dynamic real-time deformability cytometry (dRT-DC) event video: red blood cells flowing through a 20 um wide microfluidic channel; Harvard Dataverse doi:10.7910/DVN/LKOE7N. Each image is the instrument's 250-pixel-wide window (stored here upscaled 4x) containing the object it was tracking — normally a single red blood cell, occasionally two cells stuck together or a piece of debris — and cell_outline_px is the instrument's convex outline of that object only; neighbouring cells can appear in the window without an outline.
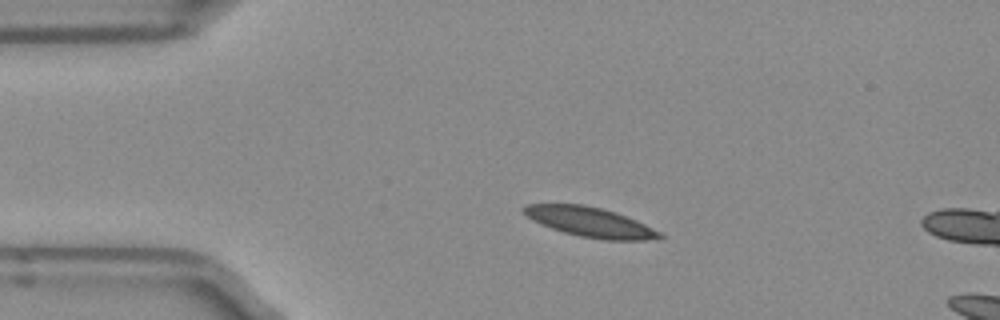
{"species": "Egyptian fruit bat (a non-hibernating species)", "species_latin": "Rousettus aegyptiacus", "temperature_condition": "room temperature", "stored_images_in_passage": 6, "camera_frame_rate_fps": 3000, "um_per_image_px": 0.085, "frame": {"image": 1, "passage_image": 1, "time_ms": 0.0, "image_size_px": [1000, 320], "cell_outline_px": [[664, 236], [644, 240], [604, 240], [580, 236], [564, 232], [540, 224], [532, 220], [520, 208], [528, 204], [584, 204], [616, 212], [636, 220], [660, 232]], "centroid_in_image_um": [50.13, 18.87], "position_along_channel_um": 34.9, "area_um2": 23.29}}